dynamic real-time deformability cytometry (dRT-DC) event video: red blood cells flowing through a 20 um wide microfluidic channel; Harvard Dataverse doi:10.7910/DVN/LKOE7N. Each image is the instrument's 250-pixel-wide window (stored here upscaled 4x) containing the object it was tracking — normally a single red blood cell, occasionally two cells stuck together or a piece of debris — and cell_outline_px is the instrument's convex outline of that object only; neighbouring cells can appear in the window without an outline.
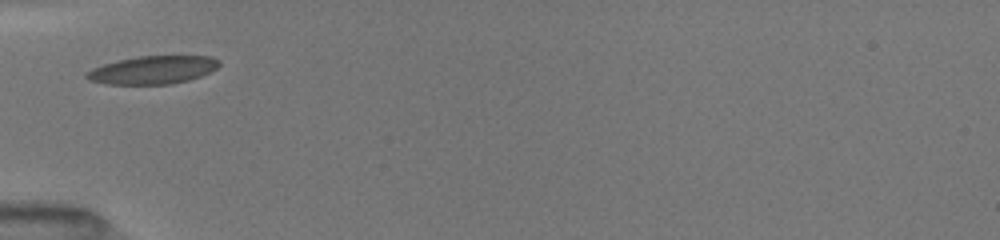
{"species": "common noctule bat (a hibernating species)", "species_latin": "Nyctalus noctula", "temperature_condition": "room temperature", "stored_images_in_passage": 40, "camera_frame_rate_fps": 3000, "um_per_image_px": 0.085, "animal": {"sex": "female", "body_mass_g": 19.5, "forearm_length_mm": 54.1}, "frame": {"image": 1, "passage_image": 1, "time_ms": 0.0, "image_size_px": [1000, 240], "cell_outline_px": [[220, 64], [216, 68], [200, 76], [188, 80], [172, 84], [108, 84], [88, 80], [84, 76], [84, 72], [92, 68], [104, 64], [136, 56], [212, 56], [220, 60]], "centroid_in_image_um": [12.97, 5.94], "position_along_channel_um": 72.0, "area_um2": 21.68}}
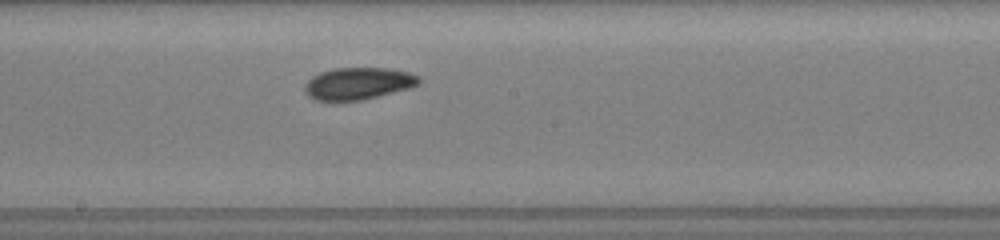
{"frame": {"image": 2, "passage_image": 13, "time_ms": 3.667, "image_size_px": [1000, 240], "cell_outline_px": [[420, 84], [412, 88], [364, 100], [316, 100], [308, 96], [304, 92], [304, 84], [312, 76], [320, 72], [332, 68], [388, 68], [408, 72], [420, 76]], "centroid_in_image_um": [30.47, 7.1], "position_along_channel_um": 217.7, "area_um2": 21.62}}
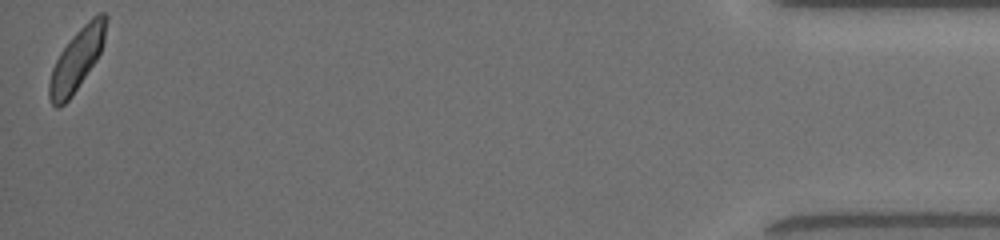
{"frame": {"image": 3, "passage_image": 40, "time_ms": 11.0, "image_size_px": [1000, 240], "cell_outline_px": [[108, 20], [104, 40], [100, 52], [96, 60], [72, 96], [60, 108], [56, 108], [52, 104], [48, 96], [48, 84], [52, 68], [60, 52], [72, 36], [96, 12], [104, 12], [108, 16]], "centroid_in_image_um": [6.53, 5.05], "position_along_channel_um": 428.7, "area_um2": 20.52}, "authors_computed_cell_mechanics": {"area_um2": 20.8658, "velocity_mm_per_s": 3.9936, "shape_relaxation_time_tau1_ms": 2.7113, "shape_relaxation_time_tau2_ms": 2.6646, "deformation_change_tau1": 0.0944, "deformation_change_tau2": 0.0718}}